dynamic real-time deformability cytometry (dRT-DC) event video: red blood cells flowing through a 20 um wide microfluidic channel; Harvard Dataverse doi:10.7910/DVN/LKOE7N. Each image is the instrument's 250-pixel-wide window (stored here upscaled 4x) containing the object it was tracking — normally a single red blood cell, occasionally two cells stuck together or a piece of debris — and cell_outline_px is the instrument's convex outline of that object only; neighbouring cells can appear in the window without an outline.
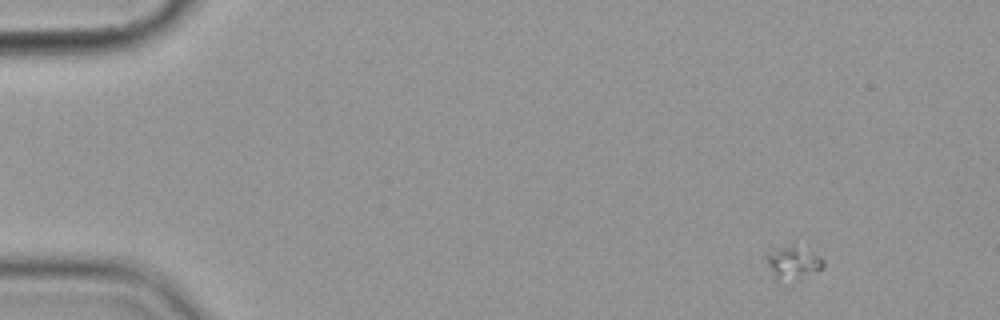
{"species": "common noctule bat (a hibernating species)", "species_latin": "Nyctalus noctula", "temperature_condition": "cold", "stored_images_in_passage": 5, "camera_frame_rate_fps": 3000, "um_per_image_px": 0.085, "animal": {"sex": "female", "body_mass_g": 19.9}, "frame": {"image": 1, "passage_image": 1, "time_ms": 0.0, "image_size_px": [1000, 320], "cell_outline_px": [[824, 264], [820, 268], [776, 284], [764, 256], [764, 252], [776, 248], [792, 248], [820, 256], [824, 260]], "centroid_in_image_um": [67.25, 22.37], "position_along_channel_um": 17.8, "area_um2": 10.06}}